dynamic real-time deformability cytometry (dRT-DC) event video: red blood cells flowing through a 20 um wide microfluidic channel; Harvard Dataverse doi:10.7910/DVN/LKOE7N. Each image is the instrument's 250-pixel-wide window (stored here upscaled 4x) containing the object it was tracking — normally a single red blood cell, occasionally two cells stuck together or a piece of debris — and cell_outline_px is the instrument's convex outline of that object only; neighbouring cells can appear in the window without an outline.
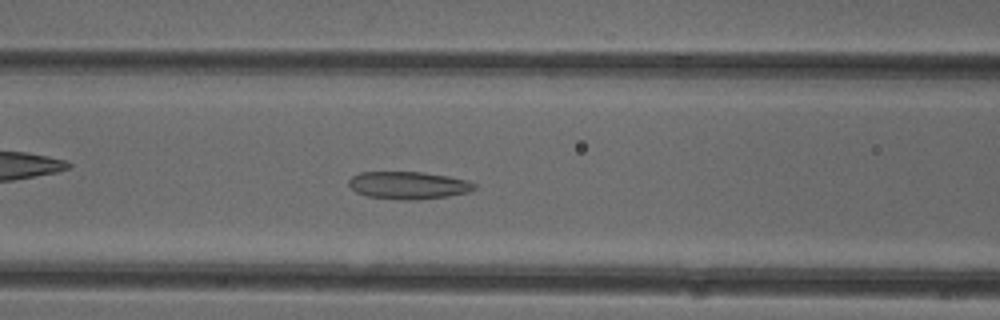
{"species": "common noctule bat (a hibernating species)", "species_latin": "Nyctalus noctula", "temperature_condition": "cold", "stored_images_in_passage": 50, "camera_frame_rate_fps": 3000, "um_per_image_px": 0.085, "animal": {"sex": "female"}, "frame": {"image": 1, "passage_image": 20, "time_ms": 6.333, "image_size_px": [1000, 320], "cell_outline_px": [[476, 188], [468, 192], [448, 196], [420, 200], [400, 200], [368, 196], [356, 192], [348, 184], [348, 180], [352, 176], [360, 172], [424, 172], [448, 176], [468, 180], [476, 184]], "centroid_in_image_um": [34.72, 15.75], "position_along_channel_um": 131.9, "area_um2": 20.29}}
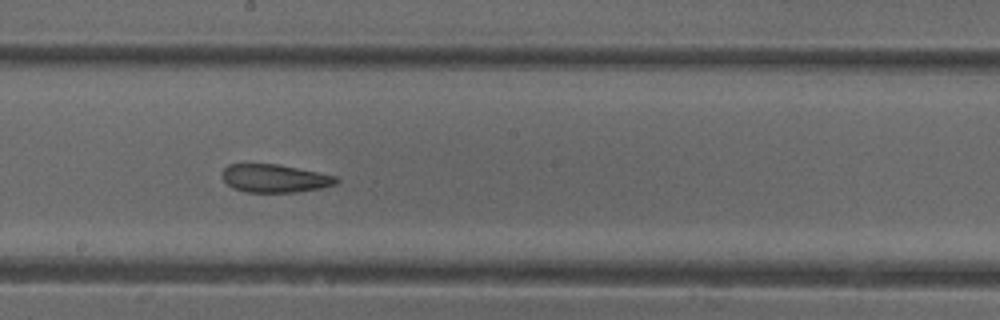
{"frame": {"image": 2, "passage_image": 27, "time_ms": 8.667, "image_size_px": [1000, 320], "cell_outline_px": [[340, 180], [336, 184], [320, 188], [296, 192], [244, 192], [232, 188], [224, 180], [224, 168], [228, 164], [276, 164], [336, 176]], "centroid_in_image_um": [23.35, 15.17], "position_along_channel_um": 224.8, "area_um2": 18.44}}
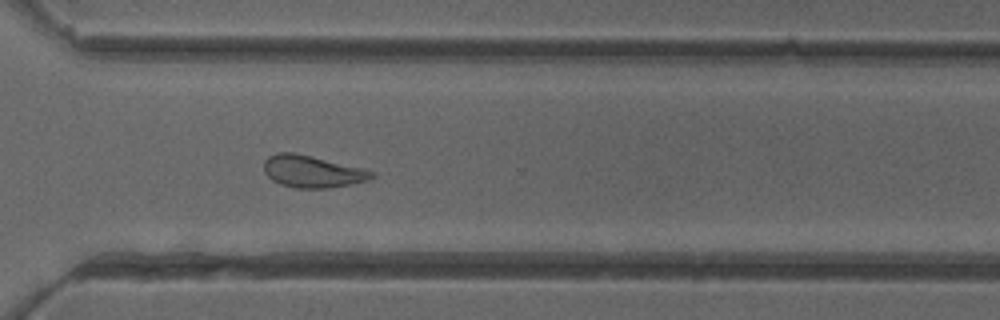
{"frame": {"image": 3, "passage_image": 36, "time_ms": 11.667, "image_size_px": [1000, 320], "cell_outline_px": [[376, 176], [368, 180], [328, 188], [296, 188], [280, 184], [272, 180], [264, 172], [264, 160], [268, 156], [276, 152], [296, 152], [364, 168], [376, 172]], "centroid_in_image_um": [26.54, 14.56], "position_along_channel_um": 344.1, "area_um2": 20.35}, "authors_computed_cell_mechanics": {"area_um2": 21.097, "velocity_mm_per_s": 3.9853, "shape_relaxation_time_tau1_ms": null, "shape_relaxation_time_tau2_ms": 2.2868, "deformation_change_tau1": null, "deformation_change_tau2": 0.1017}}